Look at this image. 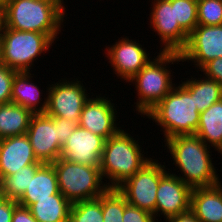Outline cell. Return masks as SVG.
<instances>
[{"label": "cell", "mask_w": 222, "mask_h": 222, "mask_svg": "<svg viewBox=\"0 0 222 222\" xmlns=\"http://www.w3.org/2000/svg\"><path fill=\"white\" fill-rule=\"evenodd\" d=\"M165 150L170 153L178 175L191 188L210 187L219 184L220 176L214 165L210 146H207L196 134L177 135L164 140ZM178 167V168H177Z\"/></svg>", "instance_id": "obj_1"}, {"label": "cell", "mask_w": 222, "mask_h": 222, "mask_svg": "<svg viewBox=\"0 0 222 222\" xmlns=\"http://www.w3.org/2000/svg\"><path fill=\"white\" fill-rule=\"evenodd\" d=\"M65 9L58 0H4L0 27L43 33L56 42L66 21Z\"/></svg>", "instance_id": "obj_2"}, {"label": "cell", "mask_w": 222, "mask_h": 222, "mask_svg": "<svg viewBox=\"0 0 222 222\" xmlns=\"http://www.w3.org/2000/svg\"><path fill=\"white\" fill-rule=\"evenodd\" d=\"M133 137L123 126L116 135L105 141L99 168L108 188H117L153 159L147 155L145 157L147 153L139 145L140 138Z\"/></svg>", "instance_id": "obj_3"}, {"label": "cell", "mask_w": 222, "mask_h": 222, "mask_svg": "<svg viewBox=\"0 0 222 222\" xmlns=\"http://www.w3.org/2000/svg\"><path fill=\"white\" fill-rule=\"evenodd\" d=\"M144 116L162 129L164 140L195 134L200 121L194 95L180 82Z\"/></svg>", "instance_id": "obj_4"}, {"label": "cell", "mask_w": 222, "mask_h": 222, "mask_svg": "<svg viewBox=\"0 0 222 222\" xmlns=\"http://www.w3.org/2000/svg\"><path fill=\"white\" fill-rule=\"evenodd\" d=\"M157 56L151 59L128 82L136 89L135 109L137 114L145 115L157 103H159L173 88V73L170 65L182 62L177 52H157ZM171 63V64H170ZM170 64V65H169ZM172 72V73H171ZM130 82V83H129ZM135 83V84H134Z\"/></svg>", "instance_id": "obj_5"}, {"label": "cell", "mask_w": 222, "mask_h": 222, "mask_svg": "<svg viewBox=\"0 0 222 222\" xmlns=\"http://www.w3.org/2000/svg\"><path fill=\"white\" fill-rule=\"evenodd\" d=\"M60 193L71 203L97 199L108 187L99 167L69 162L60 157L52 163Z\"/></svg>", "instance_id": "obj_6"}, {"label": "cell", "mask_w": 222, "mask_h": 222, "mask_svg": "<svg viewBox=\"0 0 222 222\" xmlns=\"http://www.w3.org/2000/svg\"><path fill=\"white\" fill-rule=\"evenodd\" d=\"M0 36L3 65L17 72H30L34 61L55 44L46 34L8 27H0Z\"/></svg>", "instance_id": "obj_7"}, {"label": "cell", "mask_w": 222, "mask_h": 222, "mask_svg": "<svg viewBox=\"0 0 222 222\" xmlns=\"http://www.w3.org/2000/svg\"><path fill=\"white\" fill-rule=\"evenodd\" d=\"M158 161L156 158L152 159L116 188L128 204L147 211L154 217L160 179L170 170L166 168L165 162L162 165Z\"/></svg>", "instance_id": "obj_8"}, {"label": "cell", "mask_w": 222, "mask_h": 222, "mask_svg": "<svg viewBox=\"0 0 222 222\" xmlns=\"http://www.w3.org/2000/svg\"><path fill=\"white\" fill-rule=\"evenodd\" d=\"M61 79L56 83L53 81V84L51 83L46 89L48 103L45 114L63 117L78 123L83 106L91 97L90 93L83 85V80H78L79 78Z\"/></svg>", "instance_id": "obj_9"}, {"label": "cell", "mask_w": 222, "mask_h": 222, "mask_svg": "<svg viewBox=\"0 0 222 222\" xmlns=\"http://www.w3.org/2000/svg\"><path fill=\"white\" fill-rule=\"evenodd\" d=\"M179 54L182 62L191 61L198 71L222 57V25H197Z\"/></svg>", "instance_id": "obj_10"}, {"label": "cell", "mask_w": 222, "mask_h": 222, "mask_svg": "<svg viewBox=\"0 0 222 222\" xmlns=\"http://www.w3.org/2000/svg\"><path fill=\"white\" fill-rule=\"evenodd\" d=\"M151 3L149 25L161 39L159 51L180 53L189 34L179 23H175L174 5H171L170 0H152Z\"/></svg>", "instance_id": "obj_11"}, {"label": "cell", "mask_w": 222, "mask_h": 222, "mask_svg": "<svg viewBox=\"0 0 222 222\" xmlns=\"http://www.w3.org/2000/svg\"><path fill=\"white\" fill-rule=\"evenodd\" d=\"M27 136L37 160L52 164L61 156L59 123L45 113L33 114Z\"/></svg>", "instance_id": "obj_12"}, {"label": "cell", "mask_w": 222, "mask_h": 222, "mask_svg": "<svg viewBox=\"0 0 222 222\" xmlns=\"http://www.w3.org/2000/svg\"><path fill=\"white\" fill-rule=\"evenodd\" d=\"M121 38V39H120ZM111 46H106L105 55L108 63L121 81H129L137 74L151 59L150 53L146 52L140 43L135 39L120 37ZM148 53V54H147Z\"/></svg>", "instance_id": "obj_13"}, {"label": "cell", "mask_w": 222, "mask_h": 222, "mask_svg": "<svg viewBox=\"0 0 222 222\" xmlns=\"http://www.w3.org/2000/svg\"><path fill=\"white\" fill-rule=\"evenodd\" d=\"M91 97L85 102L78 126L84 128L92 133L103 137L107 140L109 137L116 135L122 128H120V121L117 124V110L112 103V99L105 95L96 94V98ZM119 127H118V126Z\"/></svg>", "instance_id": "obj_14"}, {"label": "cell", "mask_w": 222, "mask_h": 222, "mask_svg": "<svg viewBox=\"0 0 222 222\" xmlns=\"http://www.w3.org/2000/svg\"><path fill=\"white\" fill-rule=\"evenodd\" d=\"M192 188L168 171L159 182L156 196L155 219L168 220L190 210ZM162 216H161V215ZM159 215V216H158Z\"/></svg>", "instance_id": "obj_15"}, {"label": "cell", "mask_w": 222, "mask_h": 222, "mask_svg": "<svg viewBox=\"0 0 222 222\" xmlns=\"http://www.w3.org/2000/svg\"><path fill=\"white\" fill-rule=\"evenodd\" d=\"M105 141L103 137L77 126L63 144L60 157L73 163L100 167Z\"/></svg>", "instance_id": "obj_16"}, {"label": "cell", "mask_w": 222, "mask_h": 222, "mask_svg": "<svg viewBox=\"0 0 222 222\" xmlns=\"http://www.w3.org/2000/svg\"><path fill=\"white\" fill-rule=\"evenodd\" d=\"M37 160L27 134L0 139V178L10 176Z\"/></svg>", "instance_id": "obj_17"}, {"label": "cell", "mask_w": 222, "mask_h": 222, "mask_svg": "<svg viewBox=\"0 0 222 222\" xmlns=\"http://www.w3.org/2000/svg\"><path fill=\"white\" fill-rule=\"evenodd\" d=\"M190 210L200 222H222V183L192 188Z\"/></svg>", "instance_id": "obj_18"}, {"label": "cell", "mask_w": 222, "mask_h": 222, "mask_svg": "<svg viewBox=\"0 0 222 222\" xmlns=\"http://www.w3.org/2000/svg\"><path fill=\"white\" fill-rule=\"evenodd\" d=\"M30 72H16L12 83L11 102L29 109L33 114L45 113L47 109L48 96L32 80ZM44 94V95H41ZM43 96V98L41 97ZM45 96V97H44Z\"/></svg>", "instance_id": "obj_19"}, {"label": "cell", "mask_w": 222, "mask_h": 222, "mask_svg": "<svg viewBox=\"0 0 222 222\" xmlns=\"http://www.w3.org/2000/svg\"><path fill=\"white\" fill-rule=\"evenodd\" d=\"M61 194L58 186L56 171L52 164H42L35 172L33 178L17 203L29 207L38 199L51 198V195Z\"/></svg>", "instance_id": "obj_20"}, {"label": "cell", "mask_w": 222, "mask_h": 222, "mask_svg": "<svg viewBox=\"0 0 222 222\" xmlns=\"http://www.w3.org/2000/svg\"><path fill=\"white\" fill-rule=\"evenodd\" d=\"M195 134L222 156V99L200 112V121Z\"/></svg>", "instance_id": "obj_21"}, {"label": "cell", "mask_w": 222, "mask_h": 222, "mask_svg": "<svg viewBox=\"0 0 222 222\" xmlns=\"http://www.w3.org/2000/svg\"><path fill=\"white\" fill-rule=\"evenodd\" d=\"M33 113L13 102L0 105V139L27 134Z\"/></svg>", "instance_id": "obj_22"}, {"label": "cell", "mask_w": 222, "mask_h": 222, "mask_svg": "<svg viewBox=\"0 0 222 222\" xmlns=\"http://www.w3.org/2000/svg\"><path fill=\"white\" fill-rule=\"evenodd\" d=\"M71 203L62 195L38 199L28 208L37 222H69Z\"/></svg>", "instance_id": "obj_23"}, {"label": "cell", "mask_w": 222, "mask_h": 222, "mask_svg": "<svg viewBox=\"0 0 222 222\" xmlns=\"http://www.w3.org/2000/svg\"><path fill=\"white\" fill-rule=\"evenodd\" d=\"M200 76V77H199ZM198 78L191 76L181 83L194 95V102L199 112L205 111L222 99V85L213 79L200 74Z\"/></svg>", "instance_id": "obj_24"}, {"label": "cell", "mask_w": 222, "mask_h": 222, "mask_svg": "<svg viewBox=\"0 0 222 222\" xmlns=\"http://www.w3.org/2000/svg\"><path fill=\"white\" fill-rule=\"evenodd\" d=\"M43 163H34L22 167L16 173L0 178V196L18 201L27 190L31 178Z\"/></svg>", "instance_id": "obj_25"}, {"label": "cell", "mask_w": 222, "mask_h": 222, "mask_svg": "<svg viewBox=\"0 0 222 222\" xmlns=\"http://www.w3.org/2000/svg\"><path fill=\"white\" fill-rule=\"evenodd\" d=\"M127 204L125 197L116 188H108L101 195L103 222H123Z\"/></svg>", "instance_id": "obj_26"}, {"label": "cell", "mask_w": 222, "mask_h": 222, "mask_svg": "<svg viewBox=\"0 0 222 222\" xmlns=\"http://www.w3.org/2000/svg\"><path fill=\"white\" fill-rule=\"evenodd\" d=\"M69 222H103L101 195L97 199L73 203Z\"/></svg>", "instance_id": "obj_27"}, {"label": "cell", "mask_w": 222, "mask_h": 222, "mask_svg": "<svg viewBox=\"0 0 222 222\" xmlns=\"http://www.w3.org/2000/svg\"><path fill=\"white\" fill-rule=\"evenodd\" d=\"M174 5L175 23L190 34L198 25L197 0H170Z\"/></svg>", "instance_id": "obj_28"}, {"label": "cell", "mask_w": 222, "mask_h": 222, "mask_svg": "<svg viewBox=\"0 0 222 222\" xmlns=\"http://www.w3.org/2000/svg\"><path fill=\"white\" fill-rule=\"evenodd\" d=\"M198 25H222V0H197Z\"/></svg>", "instance_id": "obj_29"}, {"label": "cell", "mask_w": 222, "mask_h": 222, "mask_svg": "<svg viewBox=\"0 0 222 222\" xmlns=\"http://www.w3.org/2000/svg\"><path fill=\"white\" fill-rule=\"evenodd\" d=\"M17 71L0 65V105L11 102L12 83Z\"/></svg>", "instance_id": "obj_30"}, {"label": "cell", "mask_w": 222, "mask_h": 222, "mask_svg": "<svg viewBox=\"0 0 222 222\" xmlns=\"http://www.w3.org/2000/svg\"><path fill=\"white\" fill-rule=\"evenodd\" d=\"M123 222H157L154 215L138 207L127 204L124 208Z\"/></svg>", "instance_id": "obj_31"}, {"label": "cell", "mask_w": 222, "mask_h": 222, "mask_svg": "<svg viewBox=\"0 0 222 222\" xmlns=\"http://www.w3.org/2000/svg\"><path fill=\"white\" fill-rule=\"evenodd\" d=\"M200 71L207 78L213 79L222 85V57L211 60Z\"/></svg>", "instance_id": "obj_32"}, {"label": "cell", "mask_w": 222, "mask_h": 222, "mask_svg": "<svg viewBox=\"0 0 222 222\" xmlns=\"http://www.w3.org/2000/svg\"><path fill=\"white\" fill-rule=\"evenodd\" d=\"M53 117V119L59 123V132H60V145L63 146V144L67 141V139L70 137V135L73 133V131L77 128L78 123L76 121L67 120L63 117L58 116H50Z\"/></svg>", "instance_id": "obj_33"}, {"label": "cell", "mask_w": 222, "mask_h": 222, "mask_svg": "<svg viewBox=\"0 0 222 222\" xmlns=\"http://www.w3.org/2000/svg\"><path fill=\"white\" fill-rule=\"evenodd\" d=\"M17 201L0 196V222H11Z\"/></svg>", "instance_id": "obj_34"}, {"label": "cell", "mask_w": 222, "mask_h": 222, "mask_svg": "<svg viewBox=\"0 0 222 222\" xmlns=\"http://www.w3.org/2000/svg\"><path fill=\"white\" fill-rule=\"evenodd\" d=\"M11 222H37V220L33 217L28 207L18 204L14 209Z\"/></svg>", "instance_id": "obj_35"}, {"label": "cell", "mask_w": 222, "mask_h": 222, "mask_svg": "<svg viewBox=\"0 0 222 222\" xmlns=\"http://www.w3.org/2000/svg\"><path fill=\"white\" fill-rule=\"evenodd\" d=\"M166 222H200L194 215V213L189 210L185 213L179 214L178 216L172 217Z\"/></svg>", "instance_id": "obj_36"}, {"label": "cell", "mask_w": 222, "mask_h": 222, "mask_svg": "<svg viewBox=\"0 0 222 222\" xmlns=\"http://www.w3.org/2000/svg\"><path fill=\"white\" fill-rule=\"evenodd\" d=\"M4 12V0H0V18L2 19Z\"/></svg>", "instance_id": "obj_37"}, {"label": "cell", "mask_w": 222, "mask_h": 222, "mask_svg": "<svg viewBox=\"0 0 222 222\" xmlns=\"http://www.w3.org/2000/svg\"><path fill=\"white\" fill-rule=\"evenodd\" d=\"M0 65H3V60H2V40L0 36Z\"/></svg>", "instance_id": "obj_38"}, {"label": "cell", "mask_w": 222, "mask_h": 222, "mask_svg": "<svg viewBox=\"0 0 222 222\" xmlns=\"http://www.w3.org/2000/svg\"><path fill=\"white\" fill-rule=\"evenodd\" d=\"M58 1L65 7L64 0H58Z\"/></svg>", "instance_id": "obj_39"}]
</instances>
